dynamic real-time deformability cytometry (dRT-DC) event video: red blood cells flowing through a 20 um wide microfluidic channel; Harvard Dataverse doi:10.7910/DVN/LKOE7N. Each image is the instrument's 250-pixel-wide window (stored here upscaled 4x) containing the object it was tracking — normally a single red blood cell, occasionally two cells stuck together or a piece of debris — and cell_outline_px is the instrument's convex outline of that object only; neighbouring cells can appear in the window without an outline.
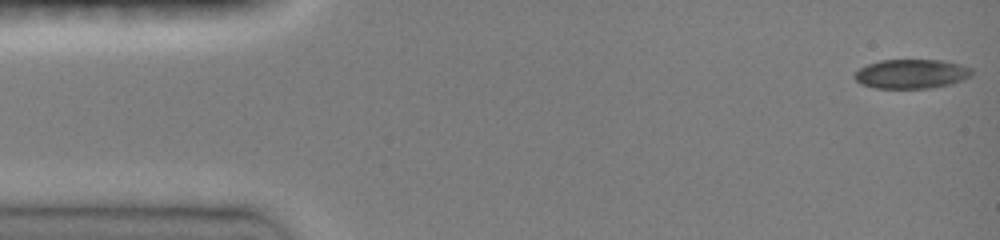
{"species": "common noctule bat (a hibernating species)", "species_latin": "Nyctalus noctula", "temperature_condition": "room temperature", "stored_images_in_passage": 23, "camera_frame_rate_fps": 3000, "um_per_image_px": 0.085, "animal": {"sex": "female", "body_mass_g": 19.0, "forearm_length_mm": 51.5}, "frame": {"image": 1, "passage_image": 1, "time_ms": 0.0, "image_size_px": [1000, 240], "cell_outline_px": [[972, 76], [952, 84], [928, 88], [872, 88], [860, 84], [852, 76], [860, 68], [868, 64], [880, 60], [940, 60], [960, 64], [972, 68]], "centroid_in_image_um": [77.46, 6.28], "position_along_channel_um": 7.5, "area_um2": 20.11}}
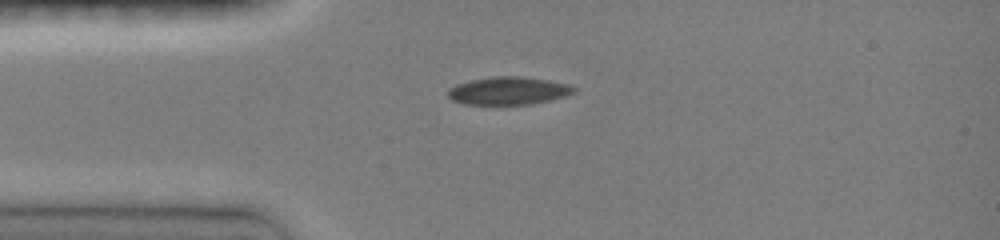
{"frame": {"image": 2, "passage_image": 11, "time_ms": 3.333, "image_size_px": [1000, 240], "cell_outline_px": [[576, 92], [564, 96], [532, 104], [464, 104], [452, 100], [448, 96], [448, 88], [456, 84], [468, 80], [492, 76], [520, 76], [548, 80], [572, 84], [576, 88]], "centroid_in_image_um": [43.21, 7.7], "position_along_channel_um": 41.8, "area_um2": 20.58}}
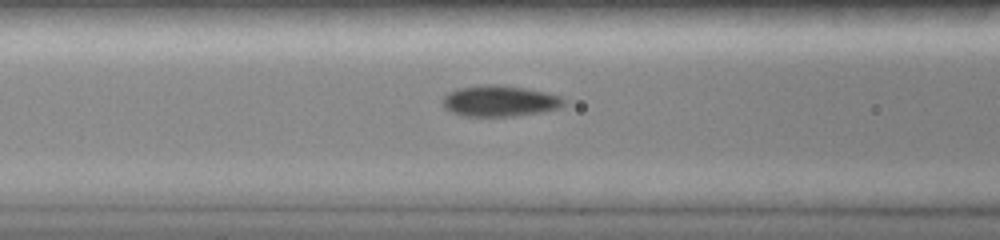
{"frame": {"image": 3, "passage_image": 18, "time_ms": 5.667, "image_size_px": [1000, 240], "cell_outline_px": [[568, 100], [560, 108], [540, 112], [516, 116], [464, 116], [452, 112], [444, 108], [440, 100], [448, 92], [456, 88], [484, 84], [496, 84], [524, 88], [544, 92], [560, 96]], "centroid_in_image_um": [42.44, 8.58], "position_along_channel_um": 124.2, "area_um2": 22.14}}